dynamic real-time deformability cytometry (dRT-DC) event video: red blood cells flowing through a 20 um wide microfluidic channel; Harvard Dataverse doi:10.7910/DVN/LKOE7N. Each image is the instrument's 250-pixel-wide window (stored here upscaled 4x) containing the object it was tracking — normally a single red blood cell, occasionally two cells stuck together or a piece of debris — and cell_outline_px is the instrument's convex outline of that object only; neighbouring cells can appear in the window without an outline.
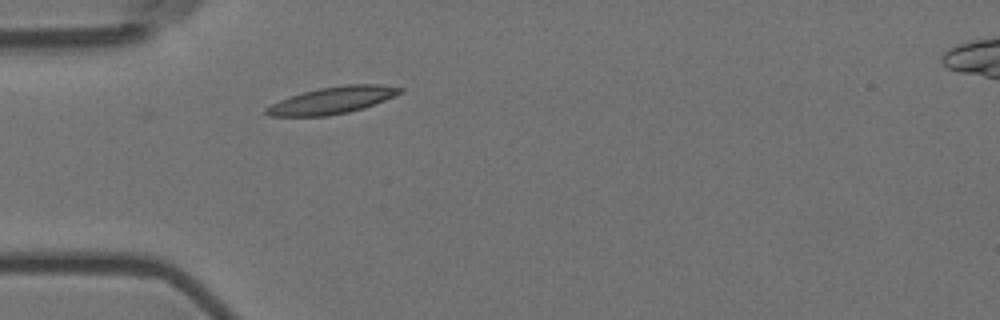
{"species": "Egyptian fruit bat (a non-hibernating species)", "species_latin": "Rousettus aegyptiacus", "temperature_condition": "room temperature", "stored_images_in_passage": 2, "camera_frame_rate_fps": 3000, "um_per_image_px": 0.085, "animal": {"sex": "female"}, "frame": {"image": 1, "passage_image": 2, "time_ms": 0.333, "image_size_px": [1000, 320], "cell_outline_px": [[404, 88], [400, 92], [384, 100], [364, 108], [348, 112], [328, 116], [268, 116], [264, 112], [264, 108], [280, 100], [304, 92], [320, 88], [348, 84], [380, 84]], "centroid_in_image_um": [28.22, 8.53], "position_along_channel_um": 56.8, "area_um2": 20.69}}